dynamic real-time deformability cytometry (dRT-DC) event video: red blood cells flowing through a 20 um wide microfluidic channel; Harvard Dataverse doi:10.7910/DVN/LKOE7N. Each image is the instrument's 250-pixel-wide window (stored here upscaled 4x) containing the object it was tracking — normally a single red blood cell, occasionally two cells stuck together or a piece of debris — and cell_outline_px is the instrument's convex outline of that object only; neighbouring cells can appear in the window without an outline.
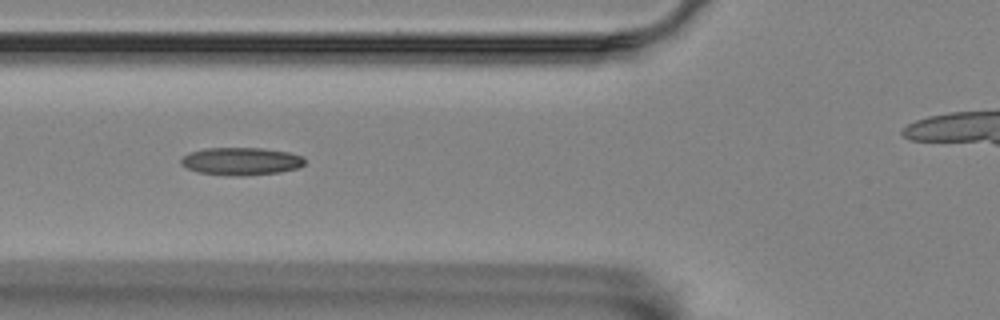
{"species": "Egyptian fruit bat (a non-hibernating species)", "species_latin": "Rousettus aegyptiacus", "temperature_condition": "room temperature", "stored_images_in_passage": 7, "camera_frame_rate_fps": 3000, "um_per_image_px": 0.085, "animal": {"sex": "female"}, "frame": {"image": 1, "passage_image": 6, "time_ms": 1.667, "image_size_px": [1000, 320], "cell_outline_px": [[304, 164], [300, 168], [280, 172], [240, 176], [232, 176], [196, 172], [180, 164], [180, 160], [184, 156], [192, 152], [204, 148], [260, 148], [288, 152], [304, 156]], "centroid_in_image_um": [20.51, 13.71], "position_along_channel_um": 105.3, "area_um2": 20.0}}
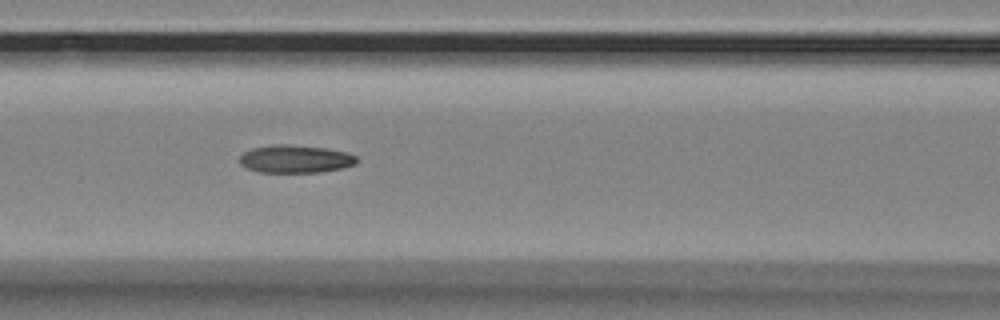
{"frame": {"image": 2, "passage_image": 7, "time_ms": 2.0, "image_size_px": [1000, 320], "cell_outline_px": [[356, 164], [344, 168], [320, 172], [260, 172], [244, 168], [240, 164], [240, 156], [244, 152], [252, 148], [272, 144], [284, 144], [324, 148], [348, 152], [356, 156]], "centroid_in_image_um": [25.09, 13.51], "position_along_channel_um": 141.5, "area_um2": 19.07}}